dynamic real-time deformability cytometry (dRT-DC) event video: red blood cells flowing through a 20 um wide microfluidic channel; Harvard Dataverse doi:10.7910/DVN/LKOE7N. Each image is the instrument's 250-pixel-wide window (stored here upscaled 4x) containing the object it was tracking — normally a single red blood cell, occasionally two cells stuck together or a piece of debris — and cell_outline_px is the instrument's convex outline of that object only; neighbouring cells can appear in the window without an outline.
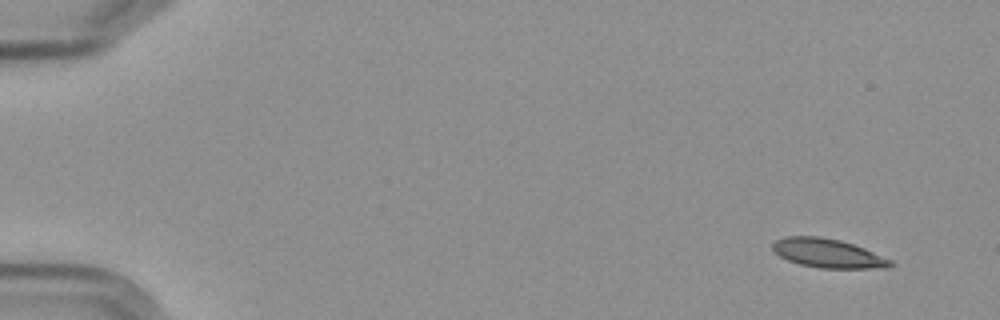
{"species": "Egyptian fruit bat (a non-hibernating species)", "species_latin": "Rousettus aegyptiacus", "temperature_condition": "cold", "stored_images_in_passage": 5, "camera_frame_rate_fps": 3000, "um_per_image_px": 0.085, "frame": {"image": 1, "passage_image": 1, "time_ms": 0.0, "image_size_px": [1000, 320], "cell_outline_px": [[896, 264], [888, 268], [820, 268], [800, 264], [788, 260], [780, 256], [772, 248], [772, 244], [776, 240], [784, 236], [820, 236], [840, 240], [864, 248], [892, 260]], "centroid_in_image_um": [70.39, 21.53], "position_along_channel_um": 14.6, "area_um2": 19.88}}
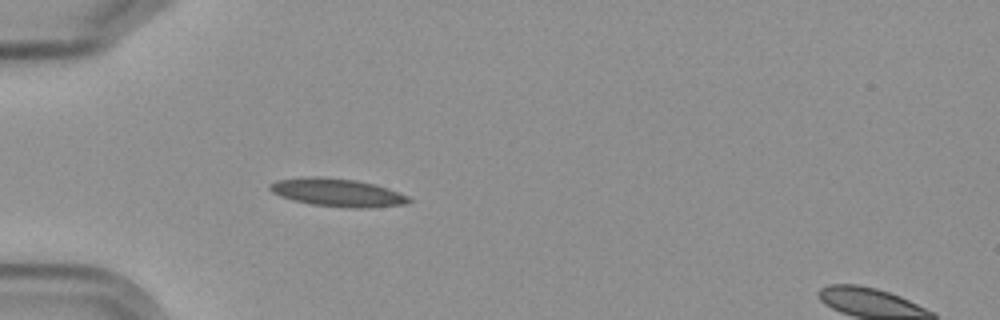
{"frame": {"image": 2, "passage_image": 5, "time_ms": 4.667, "image_size_px": [1000, 320], "cell_outline_px": [[412, 200], [408, 204], [368, 208], [348, 208], [312, 204], [292, 200], [280, 196], [272, 192], [268, 188], [268, 184], [276, 180], [312, 176], [320, 176], [356, 180], [388, 188], [408, 196]], "centroid_in_image_um": [28.67, 16.37], "position_along_channel_um": 56.3, "area_um2": 22.77}}